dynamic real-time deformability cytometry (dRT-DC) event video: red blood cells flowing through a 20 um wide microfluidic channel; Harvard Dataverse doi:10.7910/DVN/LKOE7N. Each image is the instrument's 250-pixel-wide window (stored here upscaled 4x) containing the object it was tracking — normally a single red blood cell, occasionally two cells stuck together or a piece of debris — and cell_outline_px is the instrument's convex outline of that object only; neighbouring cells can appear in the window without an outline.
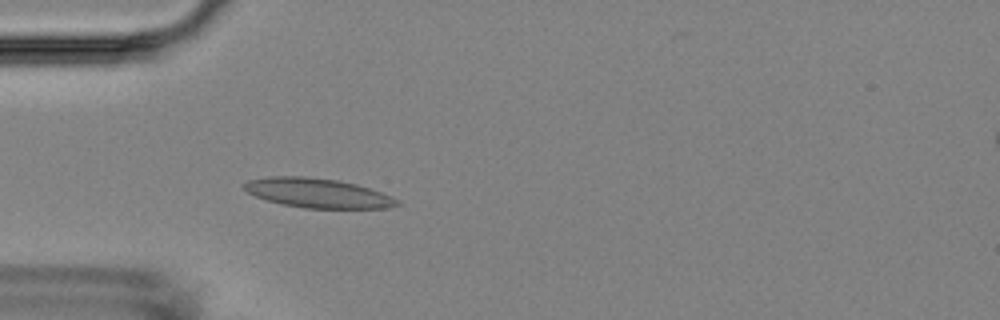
{"species": "Egyptian fruit bat (a non-hibernating species)", "species_latin": "Rousettus aegyptiacus", "temperature_condition": "room temperature", "stored_images_in_passage": 3, "camera_frame_rate_fps": 3000, "um_per_image_px": 0.085, "animal": {"sex": "female"}, "frame": {"image": 1, "passage_image": 3, "time_ms": 4.667, "image_size_px": [1000, 320], "cell_outline_px": [[400, 204], [388, 208], [304, 208], [280, 204], [256, 196], [248, 192], [244, 188], [244, 184], [248, 180], [268, 176], [304, 176], [340, 180], [356, 184], [392, 196]], "centroid_in_image_um": [26.99, 16.4], "position_along_channel_um": 58.0, "area_um2": 26.13}}